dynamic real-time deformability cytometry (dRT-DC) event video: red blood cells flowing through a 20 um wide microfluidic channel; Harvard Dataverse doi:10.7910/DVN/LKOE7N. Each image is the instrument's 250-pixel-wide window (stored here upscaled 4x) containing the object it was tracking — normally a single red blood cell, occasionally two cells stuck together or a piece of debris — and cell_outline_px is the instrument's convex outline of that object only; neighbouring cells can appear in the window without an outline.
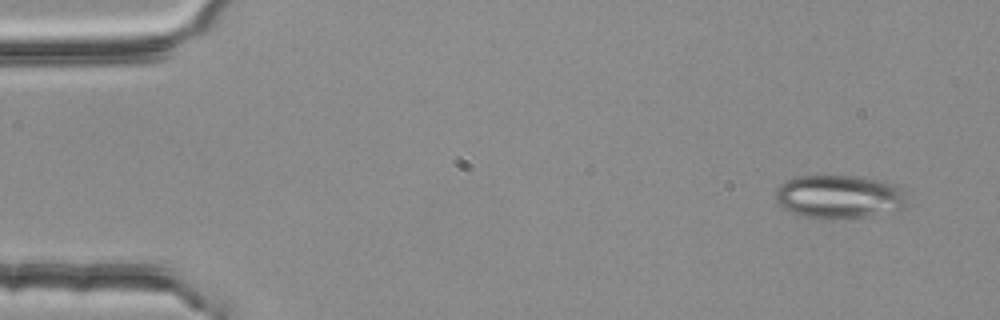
{"species": "common noctule bat (a hibernating species)", "species_latin": "Nyctalus noctula", "temperature_condition": "room temperature", "stored_images_in_passage": 51, "camera_frame_rate_fps": 3000, "um_per_image_px": 0.085, "animal": {"sex": "female", "body_mass_g": 25.1}, "frame": {"image": 1, "passage_image": 1, "time_ms": 0.0, "image_size_px": [1000, 320], "cell_outline_px": [[908, 204], [904, 208], [868, 216], [804, 216], [792, 212], [784, 208], [776, 200], [776, 188], [780, 184], [796, 176], [852, 176], [884, 180], [900, 188], [904, 192]], "centroid_in_image_um": [71.35, 16.67], "position_along_channel_um": 13.6, "area_um2": 32.43}}
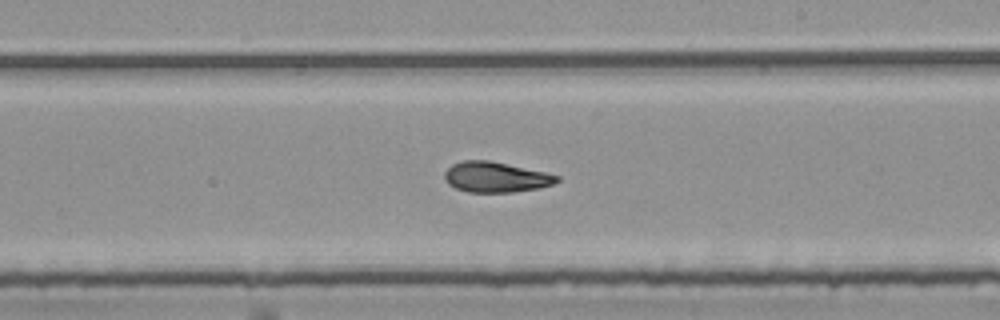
{"frame": {"image": 2, "passage_image": 29, "time_ms": 9.333, "image_size_px": [1000, 320], "cell_outline_px": [[560, 180], [552, 184], [540, 188], [512, 192], [468, 192], [456, 188], [448, 184], [444, 180], [444, 172], [452, 164], [460, 160], [488, 160], [508, 164], [544, 172], [560, 176]], "centroid_in_image_um": [42.11, 15.05], "position_along_channel_um": 246.9, "area_um2": 19.94}}
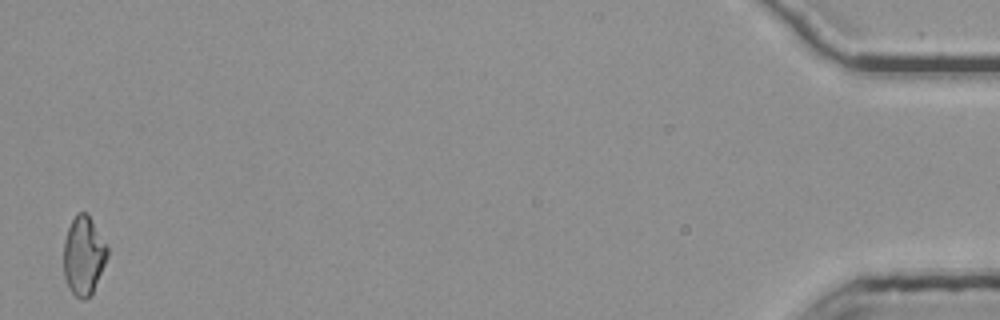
{"frame": {"image": 3, "passage_image": 51, "time_ms": 16.667, "image_size_px": [1000, 320], "cell_outline_px": [[108, 256], [92, 292], [84, 300], [76, 296], [68, 288], [64, 276], [64, 240], [68, 228], [76, 212], [88, 212], [108, 248]], "centroid_in_image_um": [7.1, 21.69], "position_along_channel_um": 428.1, "area_um2": 19.94}, "authors_computed_cell_mechanics": {"area_um2": 20.2878, "velocity_mm_per_s": 3.7773, "shape_relaxation_time_tau1_ms": 7.863, "shape_relaxation_time_tau2_ms": 2.8929, "deformation_change_tau1": 0.2275, "deformation_change_tau2": 0.1034}}